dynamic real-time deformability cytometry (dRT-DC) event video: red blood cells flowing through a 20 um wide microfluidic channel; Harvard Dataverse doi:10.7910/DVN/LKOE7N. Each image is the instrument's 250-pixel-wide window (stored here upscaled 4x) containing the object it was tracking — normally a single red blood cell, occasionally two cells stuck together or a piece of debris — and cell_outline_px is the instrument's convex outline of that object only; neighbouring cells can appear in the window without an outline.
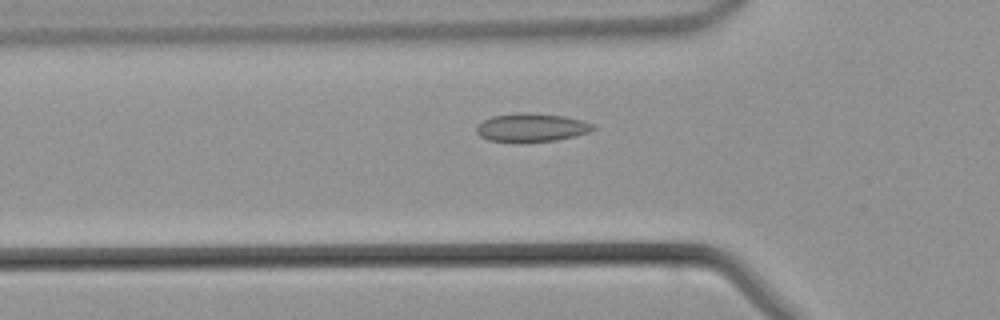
{"species": "common noctule bat (a hibernating species)", "species_latin": "Nyctalus noctula", "temperature_condition": "warm", "stored_images_in_passage": 30, "camera_frame_rate_fps": 3000, "um_per_image_px": 0.085, "animal": {"sex": "male", "body_mass_g": 21.5, "forearm_length_mm": 52.0}, "frame": {"image": 1, "passage_image": 4, "time_ms": 1.0, "image_size_px": [1000, 320], "cell_outline_px": [[596, 128], [588, 132], [576, 136], [556, 140], [488, 140], [480, 136], [476, 132], [476, 128], [484, 120], [492, 116], [528, 112], [564, 116], [584, 120], [596, 124]], "centroid_in_image_um": [45.26, 10.81], "position_along_channel_um": 80.5, "area_um2": 18.79}}
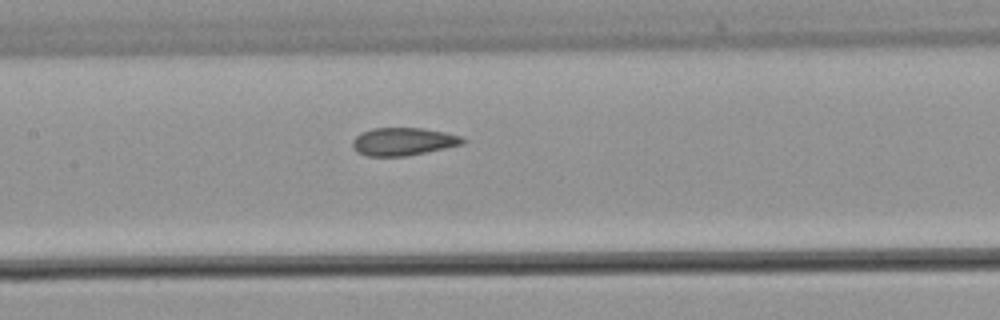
{"frame": {"image": 2, "passage_image": 10, "time_ms": 3.0, "image_size_px": [1000, 320], "cell_outline_px": [[468, 140], [464, 144], [404, 156], [368, 156], [356, 152], [352, 148], [352, 140], [356, 136], [372, 128], [424, 128], [444, 132], [460, 136]], "centroid_in_image_um": [34.26, 12.03], "position_along_channel_um": 173.1, "area_um2": 17.8}}
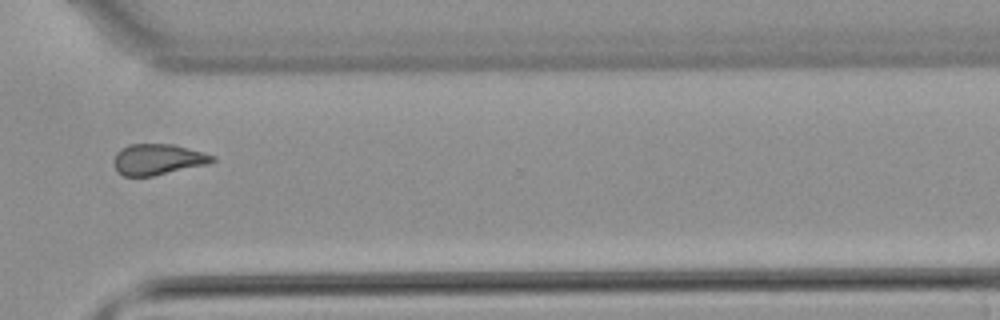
{"frame": {"image": 3, "passage_image": 22, "time_ms": 7.0, "image_size_px": [1000, 320], "cell_outline_px": [[216, 160], [208, 164], [152, 176], [124, 176], [116, 172], [112, 160], [116, 152], [120, 148], [128, 144], [172, 144], [204, 152], [216, 156]], "centroid_in_image_um": [13.38, 13.54], "position_along_channel_um": 357.2, "area_um2": 17.98}}